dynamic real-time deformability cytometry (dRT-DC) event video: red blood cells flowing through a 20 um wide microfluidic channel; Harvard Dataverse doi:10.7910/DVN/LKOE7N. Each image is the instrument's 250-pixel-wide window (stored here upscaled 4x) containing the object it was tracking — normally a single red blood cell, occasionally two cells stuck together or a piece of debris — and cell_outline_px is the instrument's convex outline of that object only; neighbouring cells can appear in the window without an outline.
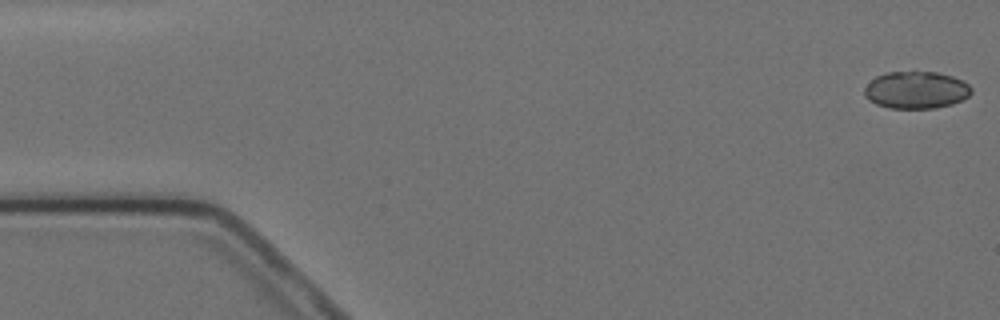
{"species": "Egyptian fruit bat (a non-hibernating species)", "species_latin": "Rousettus aegyptiacus", "temperature_condition": "cold", "stored_images_in_passage": 5, "camera_frame_rate_fps": 3000, "um_per_image_px": 0.085, "animal": {"sex": "female"}, "frame": {"image": 1, "passage_image": 1, "time_ms": 0.0, "image_size_px": [1000, 320], "cell_outline_px": [[972, 92], [968, 96], [952, 104], [936, 108], [888, 108], [876, 104], [868, 100], [864, 96], [864, 88], [876, 76], [888, 72], [936, 72], [952, 76], [964, 80], [972, 88]], "centroid_in_image_um": [77.87, 7.65], "position_along_channel_um": 7.1, "area_um2": 23.24}}
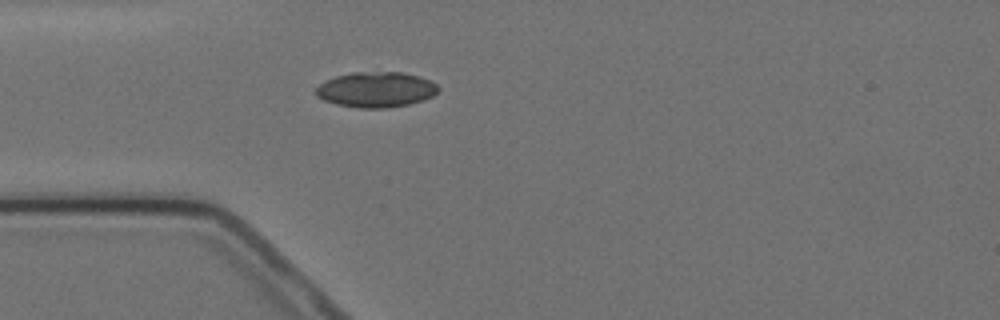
{"frame": {"image": 2, "passage_image": 5, "time_ms": 4.667, "image_size_px": [1000, 320], "cell_outline_px": [[440, 88], [432, 96], [424, 100], [408, 104], [388, 108], [356, 108], [336, 104], [324, 100], [316, 96], [312, 92], [324, 80], [336, 76], [352, 72], [404, 72], [420, 76], [436, 84]], "centroid_in_image_um": [31.93, 7.61], "position_along_channel_um": 53.1, "area_um2": 25.49}}